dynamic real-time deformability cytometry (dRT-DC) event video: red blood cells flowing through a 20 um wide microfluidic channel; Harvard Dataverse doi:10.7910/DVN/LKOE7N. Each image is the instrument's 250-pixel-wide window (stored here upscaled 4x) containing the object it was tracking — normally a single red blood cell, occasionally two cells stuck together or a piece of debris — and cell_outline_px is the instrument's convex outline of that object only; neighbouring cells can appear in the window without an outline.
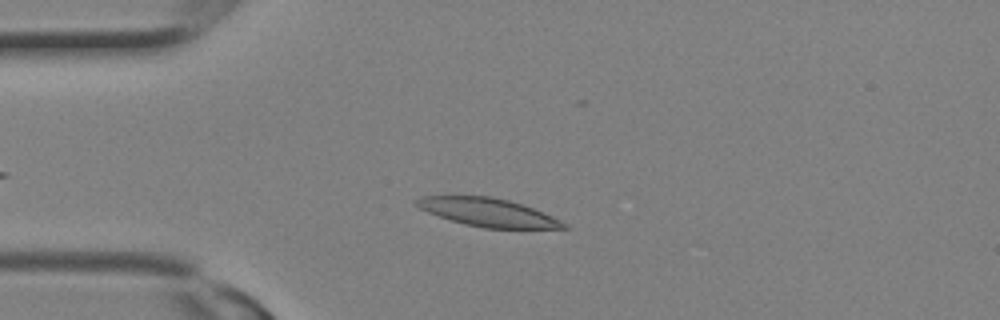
{"species": "Egyptian fruit bat (a non-hibernating species)", "species_latin": "Rousettus aegyptiacus", "temperature_condition": "room temperature", "stored_images_in_passage": 1, "camera_frame_rate_fps": 3000, "um_per_image_px": 0.085, "animal": {"sex": "female"}, "frame": {"image": 1, "passage_image": 1, "time_ms": 0.0, "image_size_px": [1000, 320], "cell_outline_px": [[568, 228], [484, 228], [464, 224], [428, 212], [412, 204], [412, 200], [420, 196], [492, 196], [508, 200], [532, 208], [552, 216], [568, 224]], "centroid_in_image_um": [41.42, 18.04], "position_along_channel_um": 43.6, "area_um2": 24.04}}